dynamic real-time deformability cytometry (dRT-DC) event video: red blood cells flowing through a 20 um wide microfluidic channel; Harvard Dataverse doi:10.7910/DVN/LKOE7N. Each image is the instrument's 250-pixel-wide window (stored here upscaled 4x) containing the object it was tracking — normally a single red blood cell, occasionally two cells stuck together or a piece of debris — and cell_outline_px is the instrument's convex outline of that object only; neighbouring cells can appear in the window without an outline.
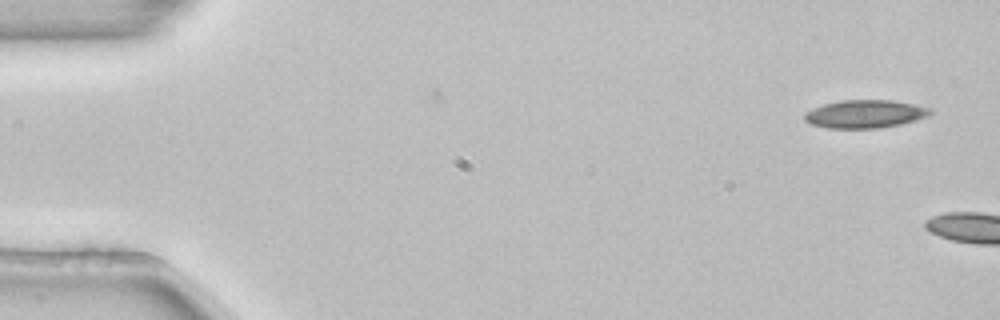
{"species": "common noctule bat (a hibernating species)", "species_latin": "Nyctalus noctula", "temperature_condition": "room temperature", "stored_images_in_passage": 2, "camera_frame_rate_fps": 3000, "um_per_image_px": 0.085, "animal": {"sex": "female", "body_mass_g": 22.7, "forearm_length_mm": 54.2}, "frame": {"image": 1, "passage_image": 2, "time_ms": 0.333, "image_size_px": [1000, 320], "cell_outline_px": [[932, 112], [928, 116], [916, 120], [900, 124], [876, 128], [828, 128], [812, 124], [804, 120], [804, 112], [812, 108], [824, 104], [840, 100], [892, 100], [916, 104], [932, 108]], "centroid_in_image_um": [73.53, 9.68], "position_along_channel_um": 11.5, "area_um2": 20.63}}